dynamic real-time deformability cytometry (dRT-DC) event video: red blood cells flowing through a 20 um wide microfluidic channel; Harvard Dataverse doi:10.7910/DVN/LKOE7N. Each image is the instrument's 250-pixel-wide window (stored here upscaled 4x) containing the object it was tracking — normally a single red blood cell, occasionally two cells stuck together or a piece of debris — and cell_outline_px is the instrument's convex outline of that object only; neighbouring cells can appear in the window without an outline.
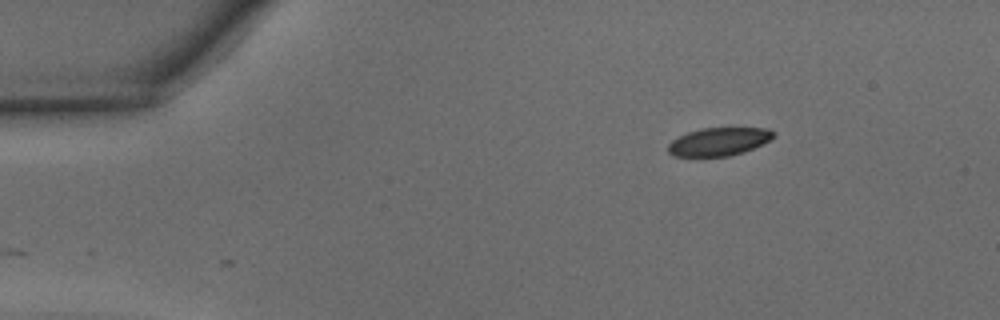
{"species": "common noctule bat (a hibernating species)", "species_latin": "Nyctalus noctula", "temperature_condition": "warm", "stored_images_in_passage": 2, "camera_frame_rate_fps": 3000, "um_per_image_px": 0.085, "animal": {"sex": "male", "body_mass_g": 15.6}, "frame": {"image": 1, "passage_image": 1, "time_ms": 0.0, "image_size_px": [1000, 320], "cell_outline_px": [[776, 136], [744, 152], [728, 156], [676, 156], [668, 152], [668, 144], [672, 140], [688, 132], [700, 128], [764, 128], [776, 132]], "centroid_in_image_um": [61.09, 12.03], "position_along_channel_um": 23.9, "area_um2": 17.05}}